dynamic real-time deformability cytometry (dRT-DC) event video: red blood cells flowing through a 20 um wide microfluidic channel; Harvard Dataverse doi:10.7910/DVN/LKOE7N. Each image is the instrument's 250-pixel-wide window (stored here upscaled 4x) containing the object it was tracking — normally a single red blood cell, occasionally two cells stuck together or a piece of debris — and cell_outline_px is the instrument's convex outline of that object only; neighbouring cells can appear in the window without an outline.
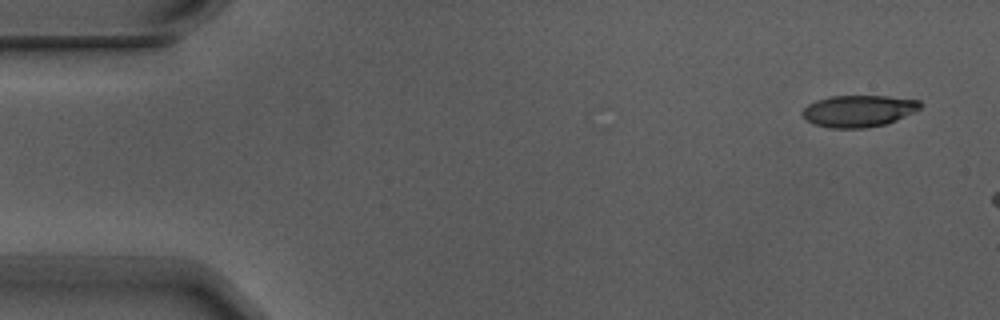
{"species": "Egyptian fruit bat (a non-hibernating species)", "species_latin": "Rousettus aegyptiacus", "temperature_condition": "warm", "stored_images_in_passage": 3, "camera_frame_rate_fps": 3000, "um_per_image_px": 0.085, "animal": {"sex": "male"}, "frame": {"image": 1, "passage_image": 1, "time_ms": 0.0, "image_size_px": [1000, 320], "cell_outline_px": [[924, 104], [920, 108], [896, 120], [884, 124], [864, 128], [828, 128], [812, 124], [800, 112], [808, 104], [816, 100], [828, 96], [888, 96], [920, 100]], "centroid_in_image_um": [72.96, 9.42], "position_along_channel_um": 12.0, "area_um2": 21.85}}